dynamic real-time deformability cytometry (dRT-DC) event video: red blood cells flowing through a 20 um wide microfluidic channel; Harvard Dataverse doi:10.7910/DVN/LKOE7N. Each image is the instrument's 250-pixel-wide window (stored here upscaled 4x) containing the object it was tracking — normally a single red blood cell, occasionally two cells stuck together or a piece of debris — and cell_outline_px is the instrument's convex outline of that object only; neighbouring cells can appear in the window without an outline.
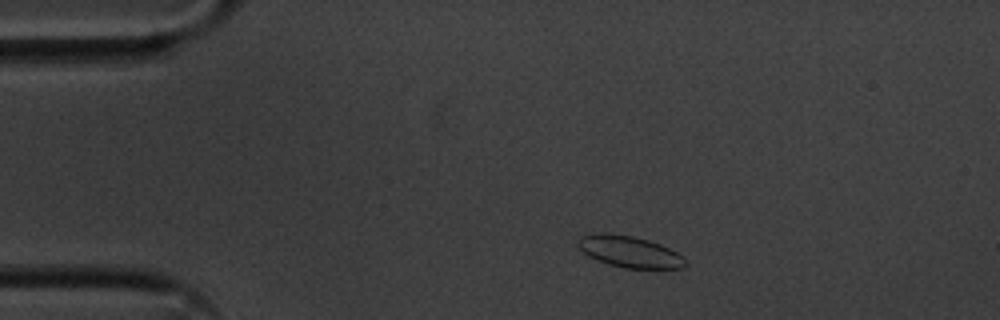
{"species": "common noctule bat (a hibernating species)", "species_latin": "Nyctalus noctula", "temperature_condition": "cold", "stored_images_in_passage": 48, "camera_frame_rate_fps": 3000, "um_per_image_px": 0.085, "animal": {"sex": "male", "body_mass_g": 20.1, "forearm_length_mm": 53.5}, "frame": {"image": 1, "passage_image": 3, "time_ms": 0.667, "image_size_px": [1000, 320], "cell_outline_px": [[688, 264], [680, 268], [624, 268], [608, 264], [596, 260], [588, 256], [580, 248], [580, 236], [632, 236], [648, 240], [660, 244], [684, 256]], "centroid_in_image_um": [53.62, 21.46], "position_along_channel_um": 31.4, "area_um2": 18.73}}
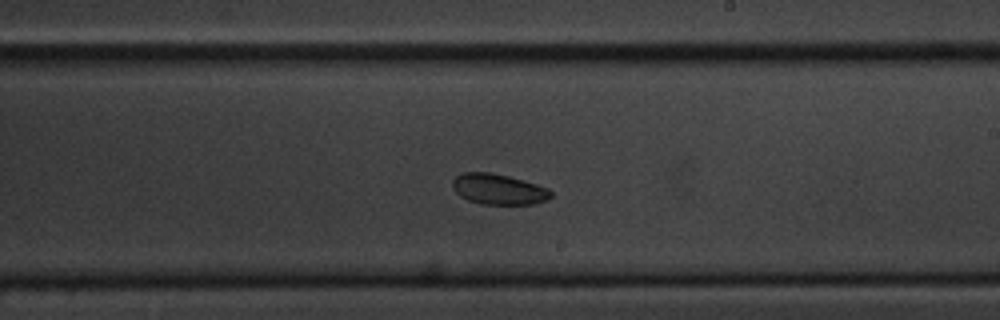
{"frame": {"image": 2, "passage_image": 25, "time_ms": 8.0, "image_size_px": [1000, 320], "cell_outline_px": [[552, 196], [536, 204], [480, 204], [468, 200], [460, 196], [456, 192], [452, 184], [452, 180], [456, 176], [464, 172], [488, 172], [508, 176], [536, 184], [548, 188], [552, 192]], "centroid_in_image_um": [42.36, 16.09], "position_along_channel_um": 246.6, "area_um2": 17.46}}
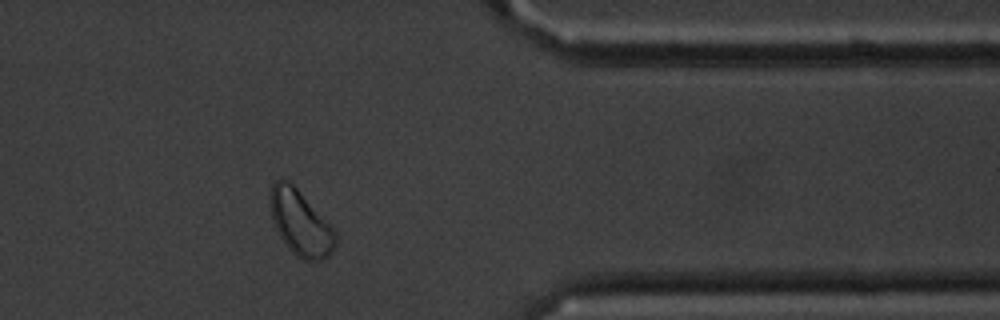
{"frame": {"image": 3, "passage_image": 38, "time_ms": 12.333, "image_size_px": [1000, 320], "cell_outline_px": [[336, 244], [332, 252], [324, 260], [304, 260], [296, 256], [292, 252], [280, 236], [272, 220], [268, 196], [272, 184], [280, 176], [288, 180], [296, 188], [328, 224], [336, 236]], "centroid_in_image_um": [25.48, 18.94], "position_along_channel_um": 385.9, "area_um2": 24.39}, "authors_computed_cell_mechanics": {"area_um2": 18.7272, "velocity_mm_per_s": 3.5702, "shape_relaxation_time_tau1_ms": null, "shape_relaxation_time_tau2_ms": 9.4196, "deformation_change_tau1": null, "deformation_change_tau2": 0.0901}}